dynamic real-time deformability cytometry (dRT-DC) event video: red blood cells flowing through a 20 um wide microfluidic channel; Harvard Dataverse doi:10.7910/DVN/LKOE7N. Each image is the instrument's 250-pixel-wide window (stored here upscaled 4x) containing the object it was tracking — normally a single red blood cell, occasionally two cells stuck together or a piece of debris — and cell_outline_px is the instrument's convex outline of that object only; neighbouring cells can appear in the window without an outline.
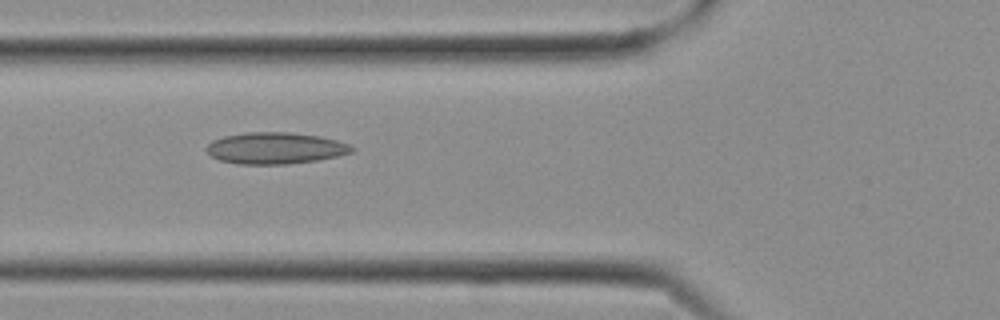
{"species": "Egyptian fruit bat (a non-hibernating species)", "species_latin": "Rousettus aegyptiacus", "temperature_condition": "cold", "stored_images_in_passage": 13, "camera_frame_rate_fps": 3000, "um_per_image_px": 0.085, "frame": {"image": 1, "passage_image": 10, "time_ms": 3.0, "image_size_px": [1000, 320], "cell_outline_px": [[356, 148], [352, 152], [336, 156], [316, 160], [288, 164], [236, 164], [220, 160], [212, 156], [204, 148], [212, 140], [224, 136], [244, 132], [288, 132], [320, 136], [336, 140], [348, 144]], "centroid_in_image_um": [23.37, 12.59], "position_along_channel_um": 102.4, "area_um2": 26.7}}
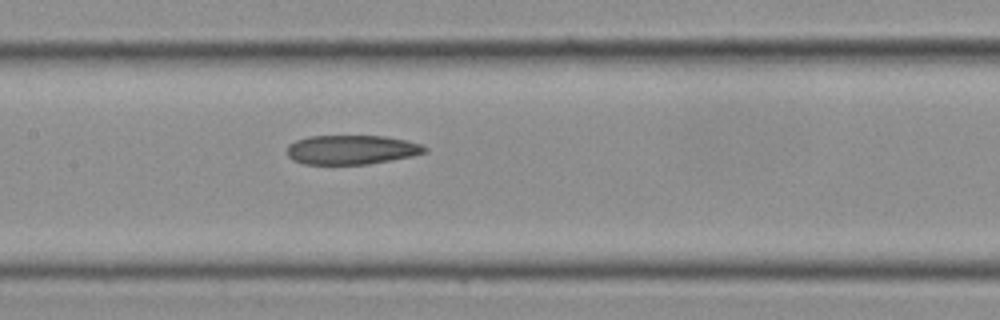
{"frame": {"image": 2, "passage_image": 13, "time_ms": 4.0, "image_size_px": [1000, 320], "cell_outline_px": [[428, 152], [412, 156], [392, 160], [368, 164], [304, 164], [292, 160], [288, 156], [288, 144], [296, 140], [308, 136], [384, 136], [408, 140], [420, 144], [428, 148]], "centroid_in_image_um": [29.9, 12.72], "position_along_channel_um": 177.5, "area_um2": 23.64}}